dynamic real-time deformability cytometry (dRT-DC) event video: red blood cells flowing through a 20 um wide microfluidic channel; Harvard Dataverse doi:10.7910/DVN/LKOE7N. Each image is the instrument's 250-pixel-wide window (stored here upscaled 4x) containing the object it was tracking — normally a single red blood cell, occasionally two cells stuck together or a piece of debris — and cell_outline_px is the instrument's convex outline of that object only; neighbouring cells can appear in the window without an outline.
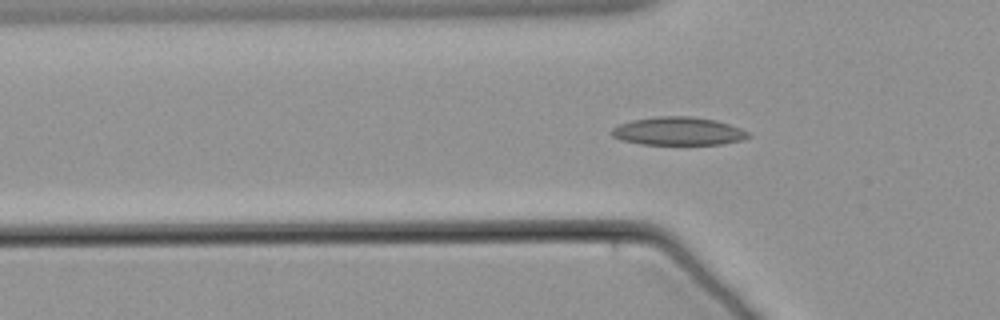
{"species": "common noctule bat (a hibernating species)", "species_latin": "Nyctalus noctula", "temperature_condition": "warm", "stored_images_in_passage": 61, "segment_of_instrument_passage": [1, 2], "camera_frame_rate_fps": 3000, "um_per_image_px": 0.085, "animal": {"sex": "male", "body_mass_g": 21.5, "forearm_length_mm": 52.0}, "frame": {"image": 1, "passage_image": 19, "time_ms": 6.0, "image_size_px": [1000, 320], "cell_outline_px": [[752, 136], [744, 140], [720, 144], [640, 144], [620, 140], [612, 136], [612, 128], [620, 124], [632, 120], [660, 116], [692, 116], [716, 120], [740, 128], [748, 132]], "centroid_in_image_um": [57.67, 11.15], "position_along_channel_um": 68.1, "area_um2": 22.43}}
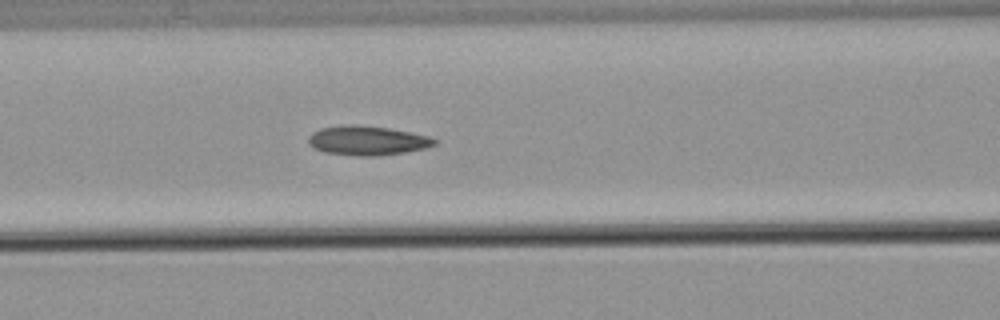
{"frame": {"image": 2, "passage_image": 25, "time_ms": 8.0, "image_size_px": [1000, 320], "cell_outline_px": [[440, 140], [436, 144], [424, 148], [408, 152], [380, 156], [356, 156], [324, 152], [312, 148], [308, 144], [308, 136], [312, 132], [320, 128], [348, 124], [356, 124], [388, 128], [428, 136]], "centroid_in_image_um": [31.2, 11.95], "position_along_channel_um": 135.4, "area_um2": 21.85}}
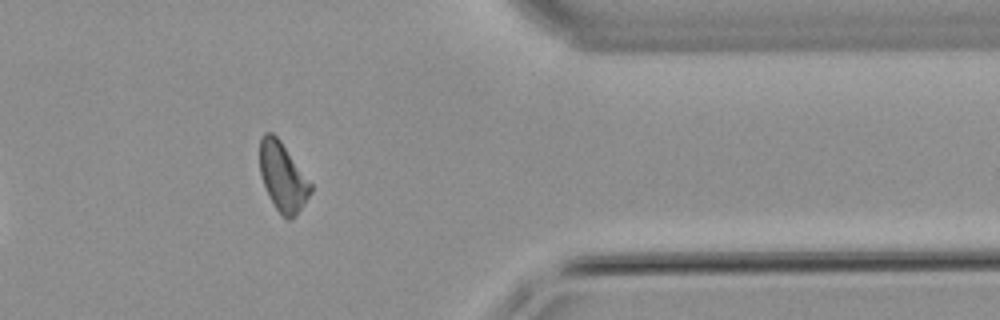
{"frame": {"image": 3, "passage_image": 49, "time_ms": 16.0, "image_size_px": [1000, 320], "cell_outline_px": [[312, 192], [292, 220], [288, 220], [280, 216], [268, 196], [260, 172], [260, 140], [264, 132], [272, 132], [280, 140], [312, 184]], "centroid_in_image_um": [24.03, 15.07], "position_along_channel_um": 387.4, "area_um2": 20.35}}